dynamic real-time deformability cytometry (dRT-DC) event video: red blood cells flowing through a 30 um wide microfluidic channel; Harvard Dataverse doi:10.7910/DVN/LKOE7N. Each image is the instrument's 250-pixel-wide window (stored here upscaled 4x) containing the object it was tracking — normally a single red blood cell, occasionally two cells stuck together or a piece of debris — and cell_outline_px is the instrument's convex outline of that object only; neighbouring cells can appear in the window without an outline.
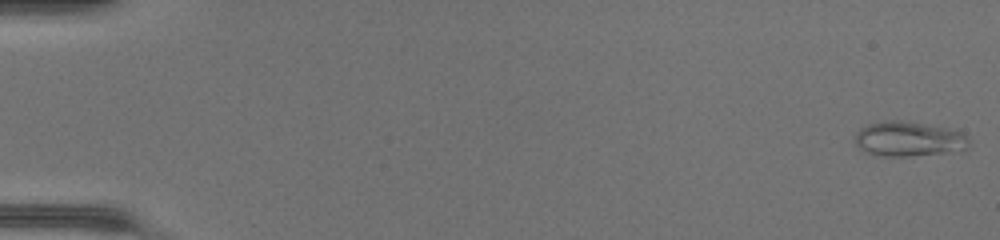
{"species": "common noctule bat (a hibernating species)", "species_latin": "Nyctalus noctula", "temperature_condition": "warm", "stored_images_in_passage": 49, "camera_frame_rate_fps": 3000, "um_per_image_px": 0.085, "animal": {"sex": "female", "body_mass_g": 17.0, "forearm_length_mm": 48.0}, "frame": {"image": 1, "passage_image": 1, "time_ms": 0.0, "image_size_px": [1000, 240], "cell_outline_px": [[968, 148], [944, 152], [908, 156], [880, 156], [868, 152], [860, 148], [856, 144], [856, 132], [860, 128], [868, 124], [892, 120], [900, 120], [944, 128], [960, 132], [968, 140]], "centroid_in_image_um": [77.18, 11.81], "position_along_channel_um": 7.8, "area_um2": 22.43}}
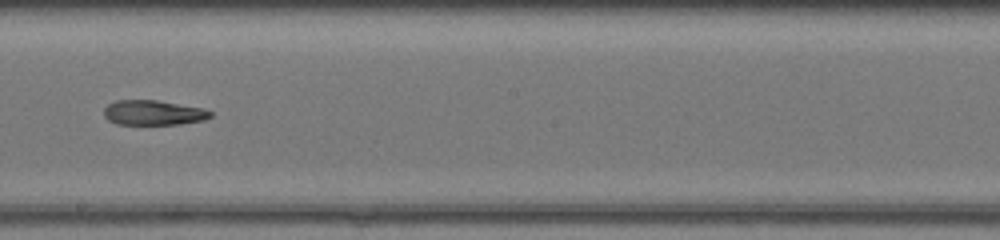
{"frame": {"image": 2, "passage_image": 29, "time_ms": 9.333, "image_size_px": [1000, 240], "cell_outline_px": [[212, 116], [204, 120], [180, 124], [116, 124], [108, 120], [104, 116], [104, 108], [108, 104], [116, 100], [156, 100], [204, 108], [212, 112]], "centroid_in_image_um": [13.03, 9.58], "position_along_channel_um": 235.2, "area_um2": 15.49}}
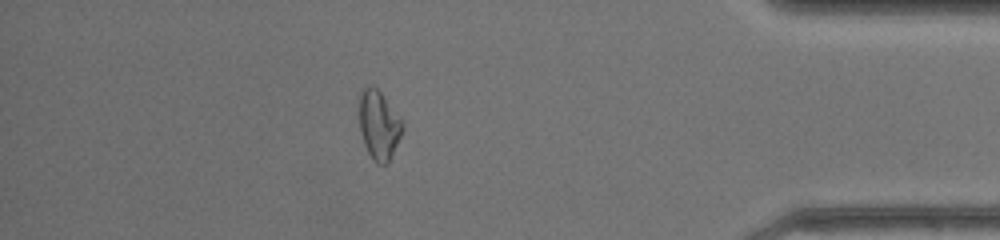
{"frame": {"image": 3, "passage_image": 43, "time_ms": 14.0, "image_size_px": [1000, 240], "cell_outline_px": [[404, 128], [388, 164], [376, 164], [372, 160], [364, 144], [360, 132], [360, 92], [368, 84], [376, 88], [380, 92], [404, 120]], "centroid_in_image_um": [32.23, 10.64], "position_along_channel_um": 403.0, "area_um2": 17.51}, "authors_computed_cell_mechanics": {"area_um2": 18.2648, "velocity_mm_per_s": 4.3739, "shape_relaxation_time_tau1_ms": null, "shape_relaxation_time_tau2_ms": 9.202, "deformation_change_tau1": null, "deformation_change_tau2": 0.1759}}